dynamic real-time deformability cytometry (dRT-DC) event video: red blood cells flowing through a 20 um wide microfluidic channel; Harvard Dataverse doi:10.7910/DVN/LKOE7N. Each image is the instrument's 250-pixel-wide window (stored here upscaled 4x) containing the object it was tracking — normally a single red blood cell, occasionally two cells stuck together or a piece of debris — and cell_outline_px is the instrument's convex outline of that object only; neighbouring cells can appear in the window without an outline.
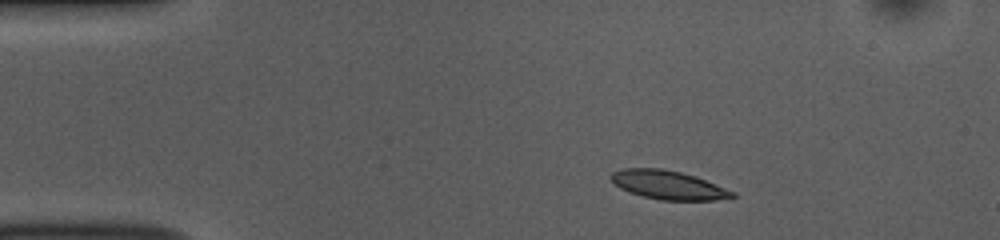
{"species": "common noctule bat (a hibernating species)", "species_latin": "Nyctalus noctula", "temperature_condition": "room temperature", "stored_images_in_passage": 46, "camera_frame_rate_fps": 3000, "um_per_image_px": 0.085, "animal": {"sex": "female", "body_mass_g": 10.0, "forearm_length_mm": 53.1}, "frame": {"image": 1, "passage_image": 1, "time_ms": 0.0, "image_size_px": [1000, 240], "cell_outline_px": [[736, 196], [716, 200], [660, 200], [628, 192], [620, 188], [608, 176], [612, 172], [624, 168], [660, 168], [680, 172], [704, 180], [736, 192]], "centroid_in_image_um": [56.76, 15.72], "position_along_channel_um": 28.2, "area_um2": 20.06}}
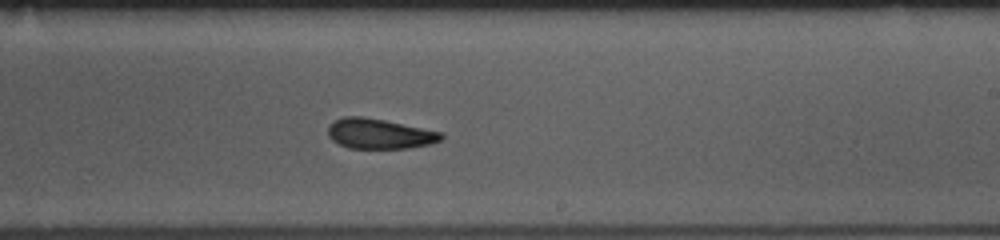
{"frame": {"image": 2, "passage_image": 24, "time_ms": 7.667, "image_size_px": [1000, 240], "cell_outline_px": [[444, 136], [440, 140], [428, 144], [408, 148], [348, 148], [332, 140], [328, 136], [328, 128], [336, 120], [344, 116], [364, 116], [444, 132]], "centroid_in_image_um": [32.26, 11.36], "position_along_channel_um": 256.7, "area_um2": 19.77}}
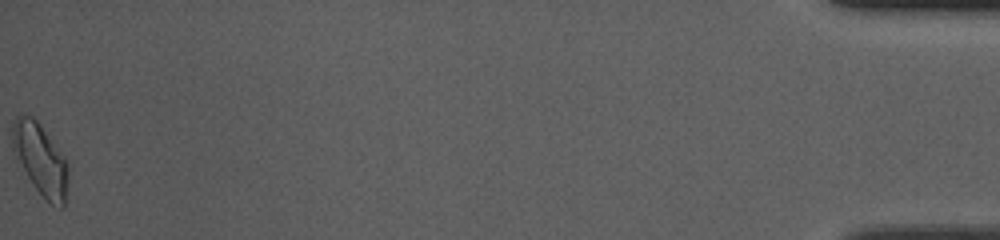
{"frame": {"image": 3, "passage_image": 46, "time_ms": 15.0, "image_size_px": [1000, 240], "cell_outline_px": [[68, 176], [64, 208], [60, 208], [48, 204], [36, 188], [28, 176], [12, 148], [12, 124], [16, 116], [32, 116], [36, 120], [68, 164]], "centroid_in_image_um": [3.45, 13.6], "position_along_channel_um": 431.8, "area_um2": 22.54}, "authors_computed_cell_mechanics": {"area_um2": 20.3456, "velocity_mm_per_s": 3.7186, "shape_relaxation_time_tau1_ms": 3.1383, "shape_relaxation_time_tau2_ms": 2.4958, "deformation_change_tau1": 0.1289, "deformation_change_tau2": 0.0928}}